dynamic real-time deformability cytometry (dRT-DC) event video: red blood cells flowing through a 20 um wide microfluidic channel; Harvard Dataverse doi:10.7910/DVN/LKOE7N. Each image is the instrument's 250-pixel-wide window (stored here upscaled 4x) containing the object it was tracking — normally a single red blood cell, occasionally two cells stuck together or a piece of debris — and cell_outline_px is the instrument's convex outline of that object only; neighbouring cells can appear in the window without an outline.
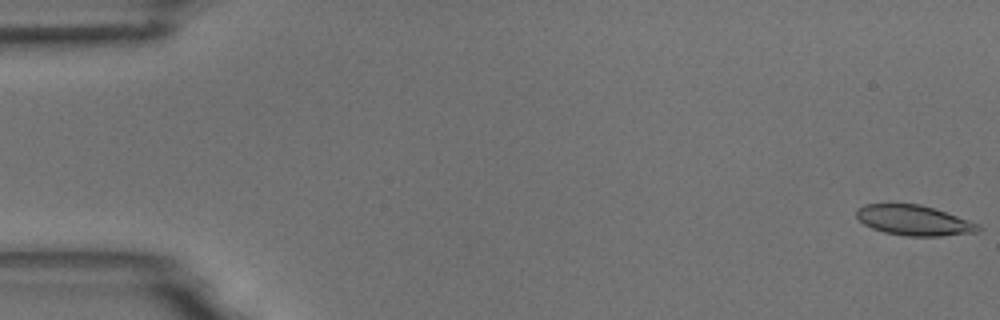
{"species": "common noctule bat (a hibernating species)", "species_latin": "Nyctalus noctula", "temperature_condition": "room temperature", "stored_images_in_passage": 5, "camera_frame_rate_fps": 3000, "um_per_image_px": 0.085, "animal": {"sex": "male", "body_mass_g": 18.8}, "frame": {"image": 1, "passage_image": 1, "time_ms": 0.0, "image_size_px": [1000, 320], "cell_outline_px": [[984, 228], [980, 232], [940, 236], [904, 236], [884, 232], [872, 228], [864, 224], [856, 216], [856, 208], [864, 204], [920, 204], [980, 224]], "centroid_in_image_um": [77.7, 18.74], "position_along_channel_um": 7.3, "area_um2": 21.44}}